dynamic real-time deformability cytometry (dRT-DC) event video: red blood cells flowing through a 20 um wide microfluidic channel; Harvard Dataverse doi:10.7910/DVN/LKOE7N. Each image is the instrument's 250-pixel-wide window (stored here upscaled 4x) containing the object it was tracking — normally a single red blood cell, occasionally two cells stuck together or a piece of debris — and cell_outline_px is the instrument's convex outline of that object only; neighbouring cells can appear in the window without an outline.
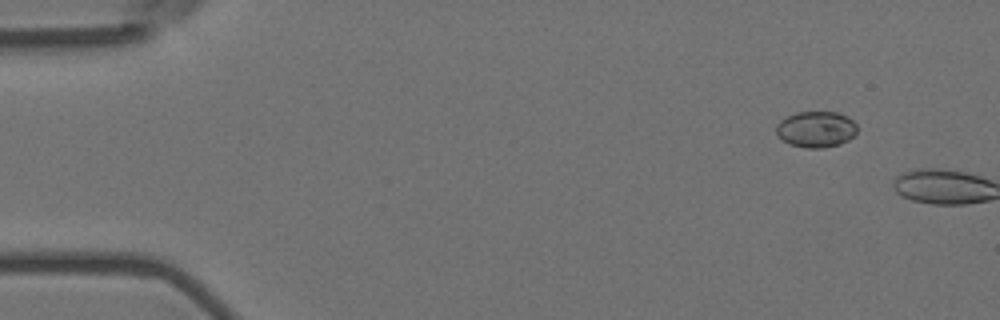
{"species": "Egyptian fruit bat (a non-hibernating species)", "species_latin": "Rousettus aegyptiacus", "temperature_condition": "room temperature", "stored_images_in_passage": 2, "camera_frame_rate_fps": 3000, "um_per_image_px": 0.085, "animal": {"sex": "female"}, "frame": {"image": 1, "passage_image": 1, "time_ms": 0.0, "image_size_px": [1000, 320], "cell_outline_px": [[856, 132], [848, 140], [840, 144], [820, 148], [804, 148], [788, 144], [776, 136], [776, 124], [780, 120], [796, 112], [836, 112], [848, 116], [856, 124]], "centroid_in_image_um": [69.32, 10.99], "position_along_channel_um": 15.7, "area_um2": 17.17}}